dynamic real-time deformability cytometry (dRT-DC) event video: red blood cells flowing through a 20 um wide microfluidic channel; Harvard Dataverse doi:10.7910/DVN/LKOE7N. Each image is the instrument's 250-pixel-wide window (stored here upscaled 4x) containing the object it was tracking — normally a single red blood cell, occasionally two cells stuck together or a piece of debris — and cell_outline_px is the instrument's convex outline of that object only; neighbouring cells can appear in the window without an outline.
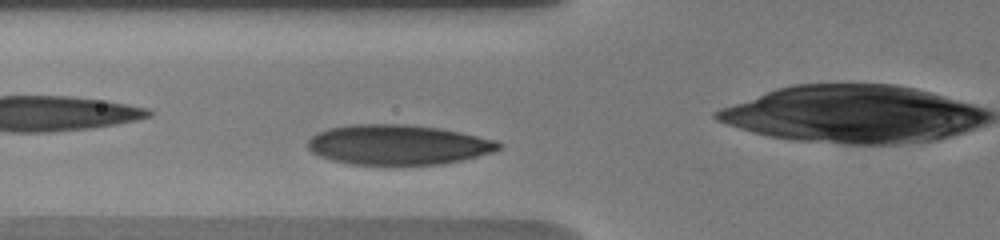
{"species": "human", "species_latin": "Homo sapiens", "temperature_condition": "warm", "stored_images_in_passage": 48, "camera_frame_rate_fps": 3000, "um_per_image_px": 0.085, "donor": {"sex": "male"}, "frame": {"image": 1, "passage_image": 9, "time_ms": 1.333, "image_size_px": [1000, 240], "cell_outline_px": [[504, 144], [500, 148], [492, 152], [464, 160], [444, 164], [348, 164], [332, 160], [320, 156], [312, 152], [308, 148], [308, 140], [316, 132], [328, 128], [352, 124], [400, 124], [440, 128], [460, 132], [496, 140]], "centroid_in_image_um": [33.83, 12.3], "position_along_channel_um": 92.0, "area_um2": 44.51}}
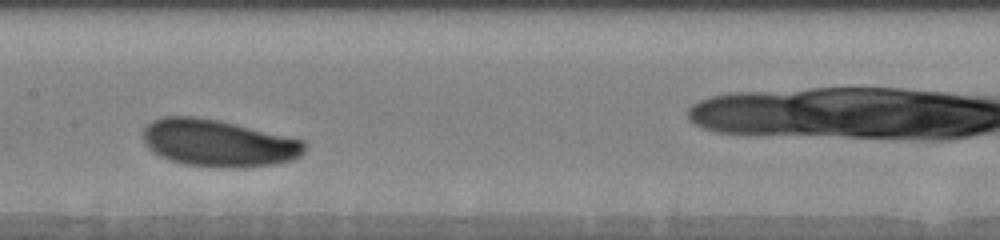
{"frame": {"image": 2, "passage_image": 27, "time_ms": 4.0, "image_size_px": [1000, 240], "cell_outline_px": [[304, 152], [300, 156], [292, 160], [276, 164], [244, 168], [212, 168], [184, 164], [160, 156], [148, 148], [144, 140], [144, 128], [152, 120], [164, 116], [196, 116], [216, 120], [304, 140]], "centroid_in_image_um": [18.55, 12.18], "position_along_channel_um": 188.9, "area_um2": 44.27}}
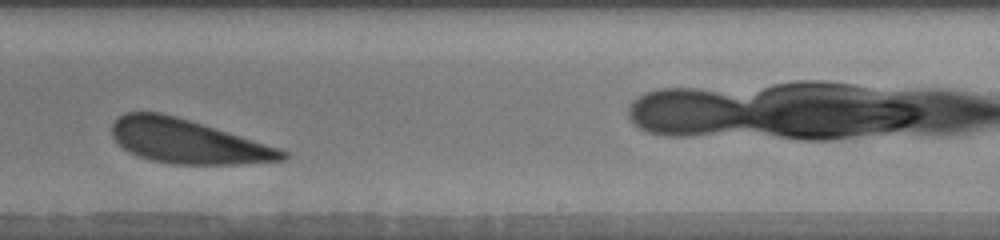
{"frame": {"image": 3, "passage_image": 36, "time_ms": 6.333, "image_size_px": [1000, 240], "cell_outline_px": [[288, 160], [244, 164], [172, 164], [148, 160], [136, 156], [128, 152], [116, 144], [112, 136], [112, 124], [124, 112], [160, 112], [176, 116], [280, 148], [288, 152]], "centroid_in_image_um": [15.93, 12.04], "position_along_channel_um": 273.1, "area_um2": 43.99}, "authors_computed_cell_mechanics": {"area_um2": 44.1303, "velocity_mm_per_s": 3.6254, "shape_relaxation_time_tau1_ms": 1.4851, "shape_relaxation_time_tau2_ms": null, "deformation_change_tau1": 0.0985, "deformation_change_tau2": null}}